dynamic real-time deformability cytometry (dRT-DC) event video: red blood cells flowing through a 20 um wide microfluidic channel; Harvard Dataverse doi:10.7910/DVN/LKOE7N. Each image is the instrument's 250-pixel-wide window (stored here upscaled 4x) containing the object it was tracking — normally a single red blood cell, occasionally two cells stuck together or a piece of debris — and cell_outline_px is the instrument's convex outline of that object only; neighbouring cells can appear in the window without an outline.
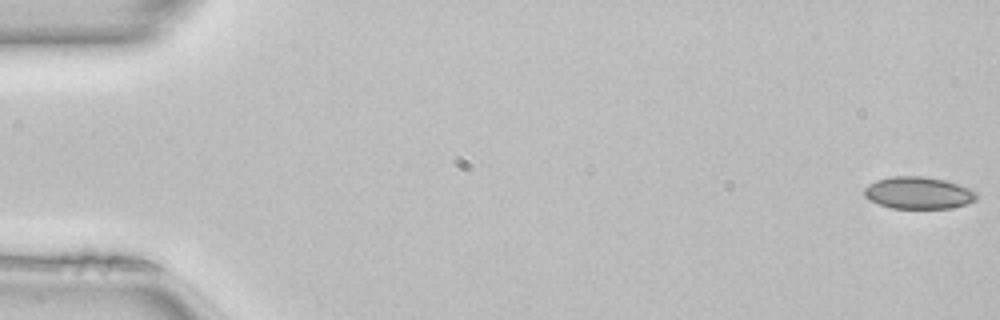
{"species": "common noctule bat (a hibernating species)", "species_latin": "Nyctalus noctula", "temperature_condition": "room temperature", "stored_images_in_passage": 50, "camera_frame_rate_fps": 3000, "um_per_image_px": 0.085, "animal": {"sex": "female", "body_mass_g": 22.7, "forearm_length_mm": 54.2}, "frame": {"image": 1, "passage_image": 1, "time_ms": 0.0, "image_size_px": [1000, 320], "cell_outline_px": [[976, 200], [968, 204], [952, 208], [892, 208], [868, 200], [864, 196], [864, 188], [868, 184], [876, 180], [892, 176], [920, 176], [944, 180], [968, 188], [976, 192]], "centroid_in_image_um": [78.03, 16.4], "position_along_channel_um": 7.0, "area_um2": 20.92}}
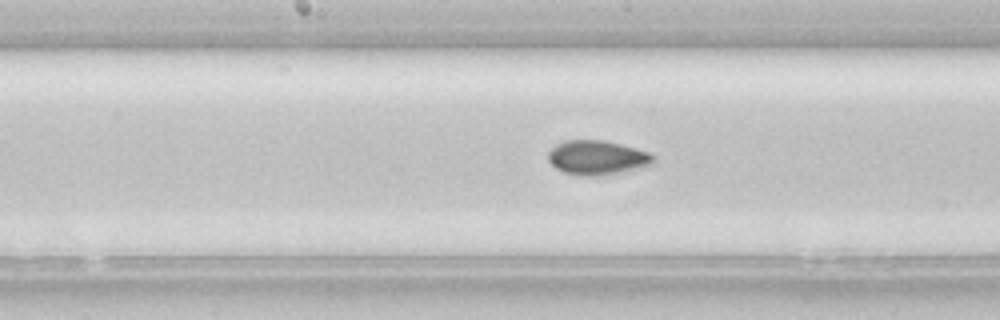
{"frame": {"image": 2, "passage_image": 26, "time_ms": 8.333, "image_size_px": [1000, 320], "cell_outline_px": [[656, 164], [596, 176], [580, 176], [564, 172], [556, 168], [548, 160], [548, 152], [556, 144], [564, 140], [604, 140], [636, 148], [648, 152], [652, 156]], "centroid_in_image_um": [50.73, 13.39], "position_along_channel_um": 197.5, "area_um2": 20.87}}
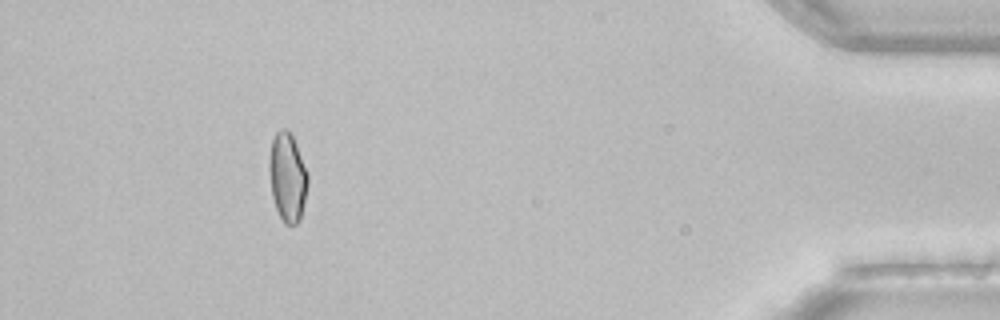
{"frame": {"image": 3, "passage_image": 46, "time_ms": 15.0, "image_size_px": [1000, 320], "cell_outline_px": [[308, 184], [304, 204], [300, 220], [296, 224], [284, 224], [276, 208], [272, 196], [268, 168], [268, 164], [272, 140], [276, 132], [280, 128], [284, 128], [292, 136], [296, 144], [308, 172]], "centroid_in_image_um": [24.43, 15.07], "position_along_channel_um": 410.8, "area_um2": 20.0}, "authors_computed_cell_mechanics": {"area_um2": 20.6635, "velocity_mm_per_s": 4.102, "shape_relaxation_time_tau1_ms": null, "shape_relaxation_time_tau2_ms": 1.8073, "deformation_change_tau1": null, "deformation_change_tau2": 0.0642}}